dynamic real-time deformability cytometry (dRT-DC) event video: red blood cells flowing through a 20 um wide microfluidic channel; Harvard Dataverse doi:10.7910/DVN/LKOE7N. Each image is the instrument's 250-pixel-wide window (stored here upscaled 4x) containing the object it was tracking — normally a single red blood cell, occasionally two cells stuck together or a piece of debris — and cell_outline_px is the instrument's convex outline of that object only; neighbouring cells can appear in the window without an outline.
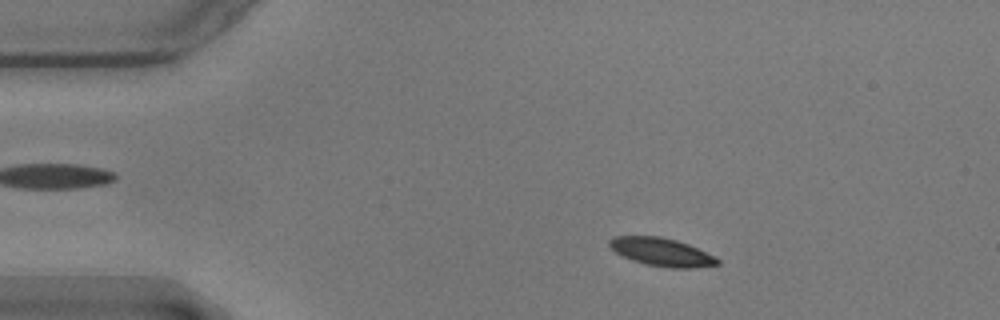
{"species": "common noctule bat (a hibernating species)", "species_latin": "Nyctalus noctula", "temperature_condition": "warm", "stored_images_in_passage": 55, "camera_frame_rate_fps": 3000, "um_per_image_px": 0.085, "animal": {"sex": "male", "body_mass_g": 17.9}, "frame": {"image": 1, "passage_image": 8, "time_ms": 2.333, "image_size_px": [1000, 320], "cell_outline_px": [[720, 264], [692, 268], [668, 268], [644, 264], [632, 260], [616, 252], [608, 244], [608, 240], [612, 236], [660, 236], [676, 240], [688, 244], [716, 256], [720, 260]], "centroid_in_image_um": [56.25, 21.42], "position_along_channel_um": 28.7, "area_um2": 17.8}}
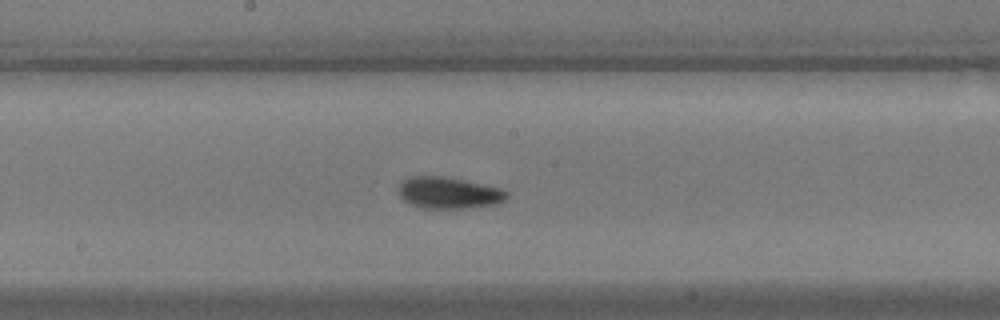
{"frame": {"image": 2, "passage_image": 28, "time_ms": 9.0, "image_size_px": [1000, 320], "cell_outline_px": [[508, 196], [504, 200], [496, 204], [464, 208], [420, 208], [404, 200], [400, 196], [400, 180], [408, 176], [444, 176], [500, 188], [508, 192]], "centroid_in_image_um": [38.11, 16.38], "position_along_channel_um": 210.1, "area_um2": 19.77}}
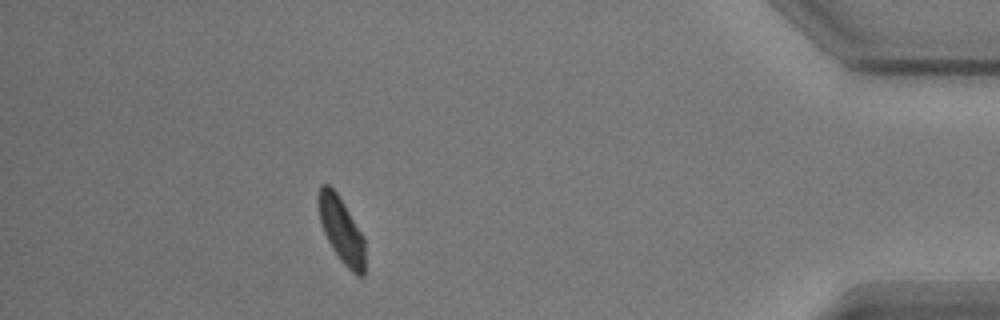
{"frame": {"image": 3, "passage_image": 49, "time_ms": 16.0, "image_size_px": [1000, 320], "cell_outline_px": [[364, 276], [356, 276], [340, 260], [332, 248], [324, 232], [320, 220], [316, 204], [320, 184], [328, 184], [336, 192], [344, 204], [364, 236]], "centroid_in_image_um": [29.0, 19.54], "position_along_channel_um": 406.2, "area_um2": 17.8}, "authors_computed_cell_mechanics": {"area_um2": 18.1492, "velocity_mm_per_s": 3.5301, "shape_relaxation_time_tau1_ms": 2.4089, "shape_relaxation_time_tau2_ms": 1.1132, "deformation_change_tau1": 0.1114, "deformation_change_tau2": 0.0657}}